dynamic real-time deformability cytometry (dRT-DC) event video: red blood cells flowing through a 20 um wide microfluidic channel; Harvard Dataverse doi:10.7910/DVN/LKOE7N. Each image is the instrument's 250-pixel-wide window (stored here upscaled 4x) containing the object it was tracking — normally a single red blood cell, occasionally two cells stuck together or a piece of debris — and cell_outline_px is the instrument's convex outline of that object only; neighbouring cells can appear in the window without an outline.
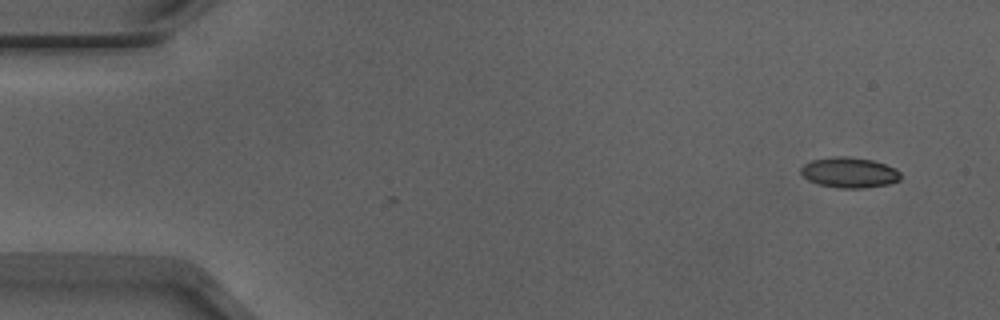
{"species": "Egyptian fruit bat (a non-hibernating species)", "species_latin": "Rousettus aegyptiacus", "temperature_condition": "warm", "stored_images_in_passage": 3, "camera_frame_rate_fps": 3000, "um_per_image_px": 0.085, "animal": {"sex": "male"}, "frame": {"image": 1, "passage_image": 1, "time_ms": 0.0, "image_size_px": [1000, 320], "cell_outline_px": [[900, 180], [888, 184], [864, 188], [840, 188], [820, 184], [808, 180], [800, 172], [800, 168], [804, 164], [812, 160], [836, 156], [848, 156], [872, 160], [896, 168], [900, 172]], "centroid_in_image_um": [72.2, 14.66], "position_along_channel_um": 12.8, "area_um2": 17.63}}